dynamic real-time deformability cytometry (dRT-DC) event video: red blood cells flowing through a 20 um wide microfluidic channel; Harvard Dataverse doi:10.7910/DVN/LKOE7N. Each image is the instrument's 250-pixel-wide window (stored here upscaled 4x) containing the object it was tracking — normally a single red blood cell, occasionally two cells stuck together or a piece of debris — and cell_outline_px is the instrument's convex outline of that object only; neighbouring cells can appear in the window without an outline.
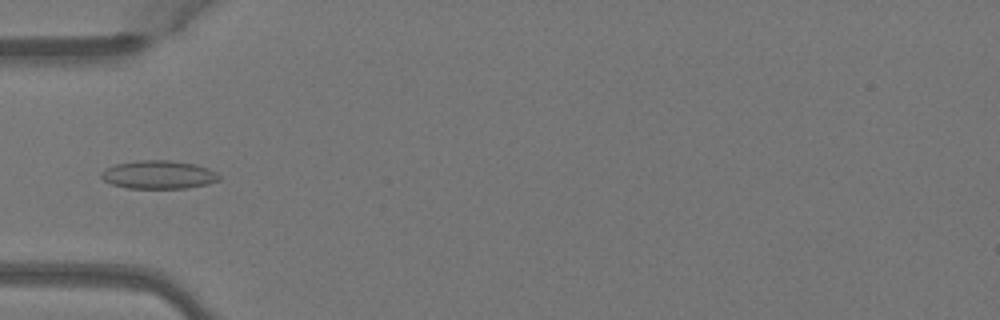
{"species": "Egyptian fruit bat (a non-hibernating species)", "species_latin": "Rousettus aegyptiacus", "temperature_condition": "warm", "stored_images_in_passage": 3, "camera_frame_rate_fps": 3000, "um_per_image_px": 0.085, "animal": {"sex": "female"}, "frame": {"image": 1, "passage_image": 2, "time_ms": 0.333, "image_size_px": [1000, 320], "cell_outline_px": [[220, 180], [208, 184], [184, 188], [128, 188], [112, 184], [104, 180], [100, 176], [100, 172], [104, 168], [116, 164], [136, 160], [172, 160], [196, 164], [208, 168], [216, 172], [220, 176]], "centroid_in_image_um": [13.47, 14.84], "position_along_channel_um": 71.5, "area_um2": 19.59}}
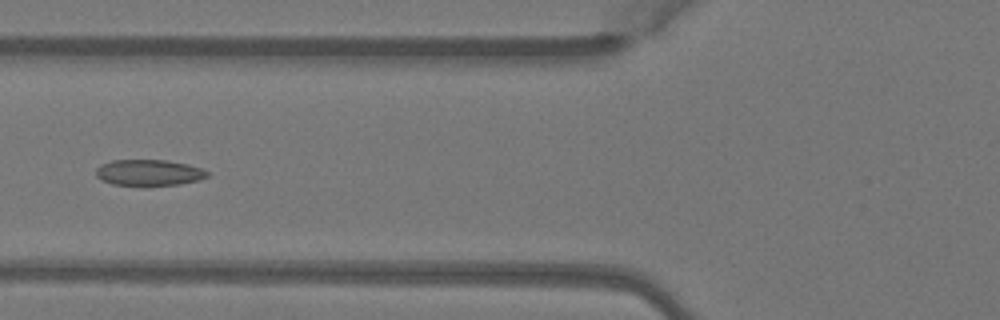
{"frame": {"image": 2, "passage_image": 3, "time_ms": 0.667, "image_size_px": [1000, 320], "cell_outline_px": [[208, 176], [200, 180], [180, 184], [144, 188], [140, 188], [112, 184], [100, 180], [96, 176], [96, 168], [100, 164], [112, 160], [168, 160], [188, 164], [200, 168], [208, 172]], "centroid_in_image_um": [12.62, 14.71], "position_along_channel_um": 113.2, "area_um2": 17.74}}